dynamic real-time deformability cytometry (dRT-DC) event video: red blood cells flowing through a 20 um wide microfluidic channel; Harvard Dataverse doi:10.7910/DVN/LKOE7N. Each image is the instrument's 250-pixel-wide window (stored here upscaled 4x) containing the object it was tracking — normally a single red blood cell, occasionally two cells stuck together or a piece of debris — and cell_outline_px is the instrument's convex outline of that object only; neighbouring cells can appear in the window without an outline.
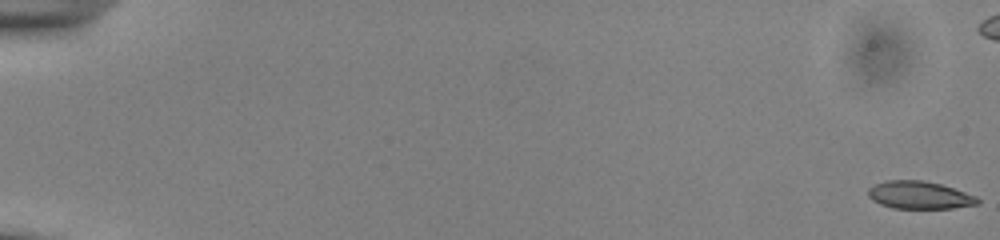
{"species": "common noctule bat (a hibernating species)", "species_latin": "Nyctalus noctula", "temperature_condition": "cold", "stored_images_in_passage": 49, "camera_frame_rate_fps": 3000, "um_per_image_px": 0.085, "animal": {"sex": "male", "body_mass_g": 13.0, "forearm_length_mm": 53.1}, "frame": {"image": 1, "passage_image": 1, "time_ms": 0.0, "image_size_px": [1000, 240], "cell_outline_px": [[980, 204], [952, 208], [892, 208], [880, 204], [872, 200], [868, 196], [868, 188], [884, 180], [924, 180], [940, 184], [976, 196], [980, 200]], "centroid_in_image_um": [78.13, 16.58], "position_along_channel_um": 6.9, "area_um2": 17.63}}
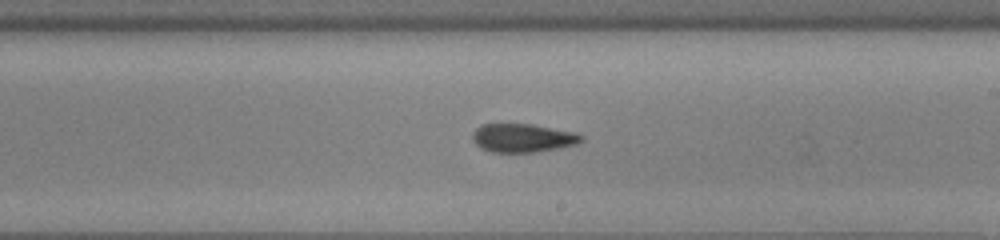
{"frame": {"image": 2, "passage_image": 34, "time_ms": 11.0, "image_size_px": [1000, 240], "cell_outline_px": [[584, 140], [576, 144], [560, 148], [536, 152], [488, 152], [480, 148], [472, 140], [472, 132], [480, 124], [532, 124], [576, 132], [584, 136]], "centroid_in_image_um": [44.43, 11.73], "position_along_channel_um": 244.6, "area_um2": 18.38}}
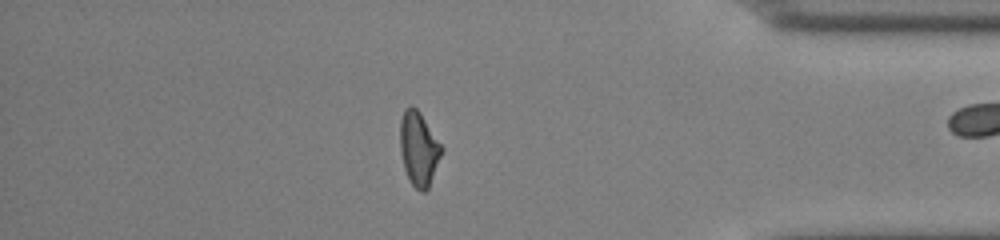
{"frame": {"image": 3, "passage_image": 48, "time_ms": 15.667, "image_size_px": [1000, 240], "cell_outline_px": [[444, 152], [428, 188], [424, 192], [420, 192], [408, 180], [404, 168], [400, 152], [400, 120], [404, 108], [412, 104], [420, 112], [444, 148]], "centroid_in_image_um": [35.6, 12.63], "position_along_channel_um": 399.6, "area_um2": 18.26}}